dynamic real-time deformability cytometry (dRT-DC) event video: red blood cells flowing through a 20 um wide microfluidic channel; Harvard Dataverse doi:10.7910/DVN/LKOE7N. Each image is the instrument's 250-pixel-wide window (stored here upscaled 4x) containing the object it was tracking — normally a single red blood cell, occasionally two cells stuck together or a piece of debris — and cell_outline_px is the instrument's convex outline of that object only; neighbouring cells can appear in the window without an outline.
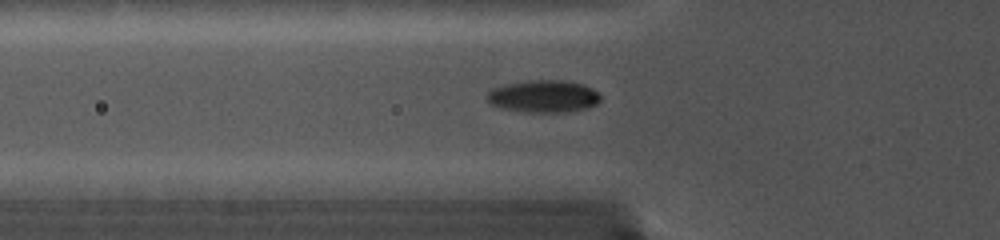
{"species": "common noctule bat (a hibernating species)", "species_latin": "Nyctalus noctula", "temperature_condition": "cold", "stored_images_in_passage": 22, "camera_frame_rate_fps": 5000, "um_per_image_px": 0.085, "animal": {"sex": "female", "body_mass_g": 19.0, "forearm_length_mm": 56.7}, "frame": {"image": 1, "passage_image": 2, "time_ms": 0.6, "image_size_px": [1000, 240], "cell_outline_px": [[600, 100], [596, 104], [588, 108], [564, 112], [528, 112], [500, 108], [492, 104], [484, 96], [492, 88], [504, 84], [532, 80], [564, 80], [584, 84], [600, 92]], "centroid_in_image_um": [46.21, 8.18], "position_along_channel_um": 79.6, "area_um2": 21.56}}
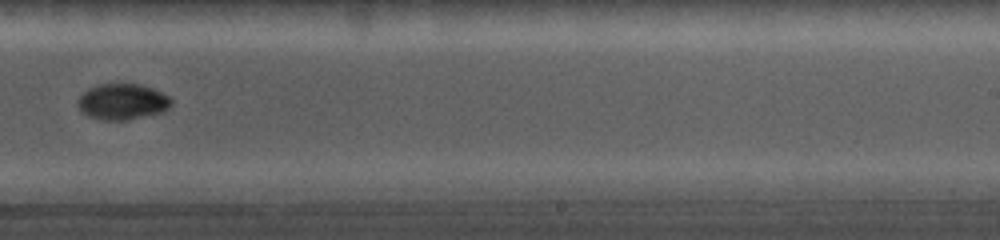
{"frame": {"image": 2, "passage_image": 13, "time_ms": 5.8, "image_size_px": [1000, 240], "cell_outline_px": [[172, 104], [164, 112], [128, 120], [100, 120], [88, 116], [80, 112], [80, 96], [88, 88], [100, 84], [140, 84], [152, 88], [168, 96], [172, 100]], "centroid_in_image_um": [10.43, 8.66], "position_along_channel_um": 278.6, "area_um2": 19.54}}
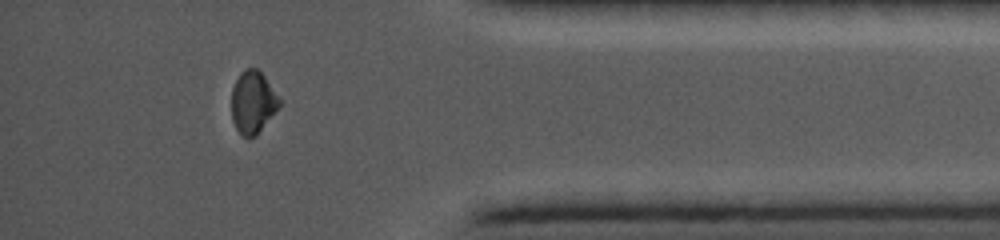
{"frame": {"image": 3, "passage_image": 20, "time_ms": 9.6, "image_size_px": [1000, 240], "cell_outline_px": [[280, 104], [256, 136], [244, 136], [236, 128], [232, 120], [232, 88], [240, 72], [244, 68], [256, 68], [264, 76], [280, 100]], "centroid_in_image_um": [21.46, 8.67], "position_along_channel_um": 413.7, "area_um2": 16.94}, "authors_computed_cell_mechanics": {"area_um2": 19.9988, "velocity_mm_per_s": 3.8151, "shape_relaxation_time_tau1_ms": null, "shape_relaxation_time_tau2_ms": 4.3838, "deformation_change_tau1": null, "deformation_change_tau2": 0.0343}}